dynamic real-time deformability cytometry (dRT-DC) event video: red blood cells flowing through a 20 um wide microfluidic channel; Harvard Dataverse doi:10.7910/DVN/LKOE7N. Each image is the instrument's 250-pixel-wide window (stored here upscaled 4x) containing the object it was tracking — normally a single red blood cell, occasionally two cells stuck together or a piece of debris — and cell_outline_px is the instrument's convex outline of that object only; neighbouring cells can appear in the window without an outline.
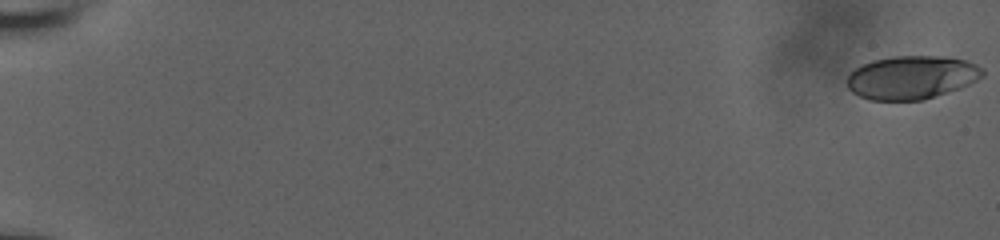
{"species": "human", "species_latin": "Homo sapiens", "temperature_condition": "room temperature", "stored_images_in_passage": 59, "camera_frame_rate_fps": 3000, "um_per_image_px": 0.085, "donor": {"sex": "male"}, "frame": {"image": 1, "passage_image": 1, "time_ms": 0.0, "image_size_px": [1000, 240], "cell_outline_px": [[984, 76], [968, 84], [924, 100], [872, 100], [860, 96], [852, 92], [848, 88], [848, 72], [860, 64], [872, 60], [892, 56], [944, 56], [964, 60], [976, 64], [984, 68]], "centroid_in_image_um": [77.46, 6.56], "position_along_channel_um": 7.5, "area_um2": 34.33}}
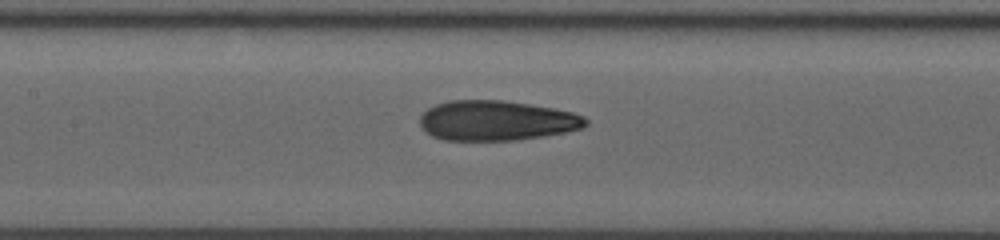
{"frame": {"image": 2, "passage_image": 31, "time_ms": 10.0, "image_size_px": [1000, 240], "cell_outline_px": [[588, 124], [584, 128], [568, 132], [544, 136], [516, 140], [444, 140], [432, 136], [424, 132], [420, 128], [420, 116], [428, 108], [436, 104], [448, 100], [504, 100], [552, 108], [572, 112], [584, 116], [588, 120]], "centroid_in_image_um": [42.2, 10.25], "position_along_channel_um": 165.2, "area_um2": 38.96}}
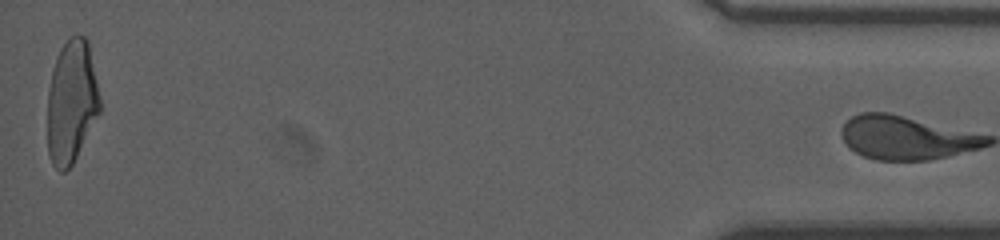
{"frame": {"image": 3, "passage_image": 58, "time_ms": 19.0, "image_size_px": [1000, 240], "cell_outline_px": [[100, 112], [72, 164], [64, 172], [60, 172], [52, 164], [48, 152], [48, 92], [52, 72], [56, 56], [60, 48], [76, 32], [84, 36], [88, 40], [100, 100]], "centroid_in_image_um": [6.07, 8.64], "position_along_channel_um": 429.1, "area_um2": 37.4}}